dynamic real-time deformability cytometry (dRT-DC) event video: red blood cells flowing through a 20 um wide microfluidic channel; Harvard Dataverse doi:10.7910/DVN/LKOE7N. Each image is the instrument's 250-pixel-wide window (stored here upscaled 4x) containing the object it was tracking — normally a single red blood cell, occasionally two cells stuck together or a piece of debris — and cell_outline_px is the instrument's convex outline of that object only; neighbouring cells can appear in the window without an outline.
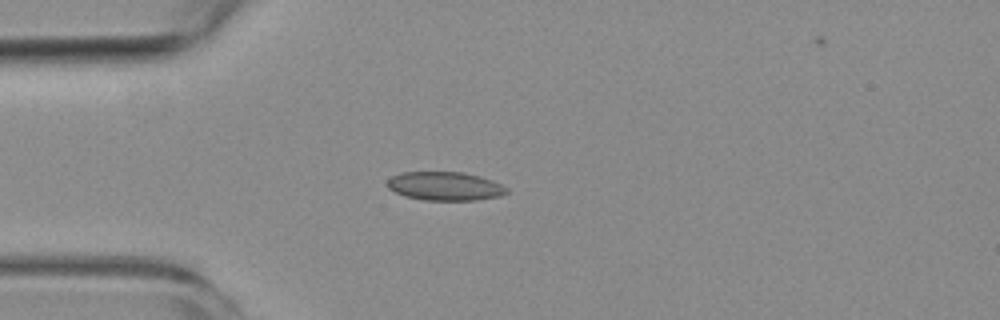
{"species": "common noctule bat (a hibernating species)", "species_latin": "Nyctalus noctula", "temperature_condition": "room temperature", "stored_images_in_passage": 5, "camera_frame_rate_fps": 3000, "um_per_image_px": 0.085, "animal": {"sex": "female", "body_mass_g": 19.3, "forearm_length_mm": 54.1}, "frame": {"image": 1, "passage_image": 4, "time_ms": 3.667, "image_size_px": [1000, 320], "cell_outline_px": [[508, 192], [500, 196], [476, 200], [424, 200], [404, 196], [388, 188], [388, 180], [392, 176], [404, 172], [464, 172], [480, 176], [492, 180], [508, 188]], "centroid_in_image_um": [37.84, 15.82], "position_along_channel_um": 47.2, "area_um2": 19.88}}